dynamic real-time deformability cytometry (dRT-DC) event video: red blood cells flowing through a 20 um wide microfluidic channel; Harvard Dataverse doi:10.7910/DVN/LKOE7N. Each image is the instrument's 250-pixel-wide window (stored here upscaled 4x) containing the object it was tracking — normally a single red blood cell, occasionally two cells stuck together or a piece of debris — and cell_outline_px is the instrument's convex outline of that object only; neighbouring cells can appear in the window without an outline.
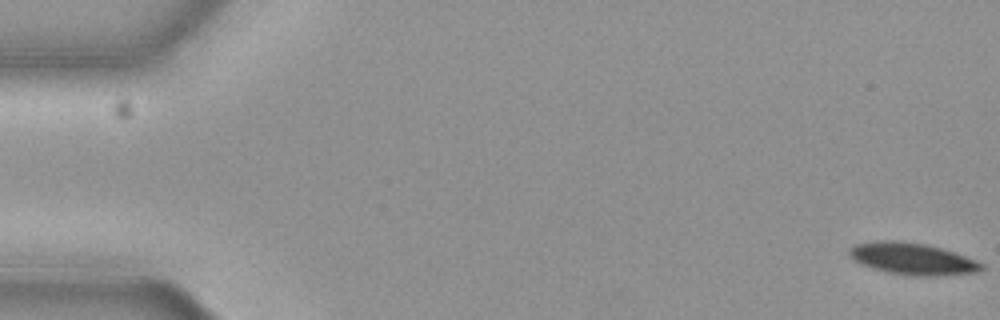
{"species": "common noctule bat (a hibernating species)", "species_latin": "Nyctalus noctula", "temperature_condition": "cold", "stored_images_in_passage": 18, "camera_frame_rate_fps": 3000, "um_per_image_px": 0.085, "animal": {"sex": "female", "body_mass_g": 19.3, "forearm_length_mm": 54.1}, "frame": {"image": 1, "passage_image": 1, "time_ms": 0.0, "image_size_px": [1000, 320], "cell_outline_px": [[984, 268], [976, 272], [936, 276], [912, 276], [888, 272], [872, 268], [860, 264], [852, 260], [848, 252], [848, 248], [856, 244], [884, 240], [892, 240], [924, 244], [940, 248], [976, 260], [984, 264]], "centroid_in_image_um": [77.52, 22.01], "position_along_channel_um": 7.5, "area_um2": 24.33}}
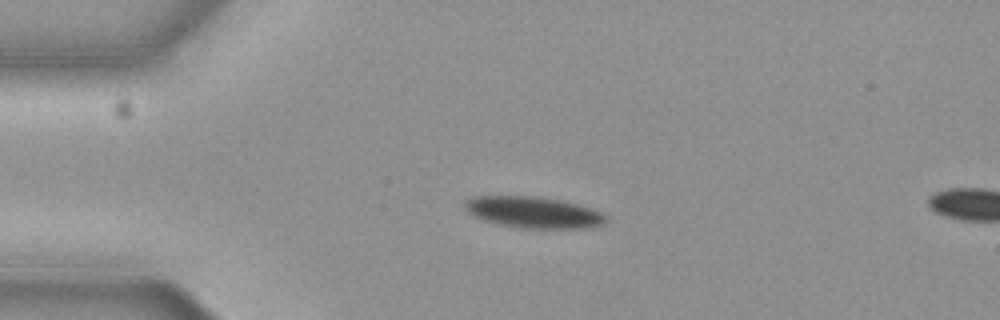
{"frame": {"image": 2, "passage_image": 14, "time_ms": 4.333, "image_size_px": [1000, 320], "cell_outline_px": [[608, 220], [604, 224], [592, 228], [520, 228], [500, 224], [484, 220], [472, 216], [464, 208], [464, 204], [472, 196], [540, 196], [560, 200], [576, 204], [600, 212], [608, 216]], "centroid_in_image_um": [45.35, 18.05], "position_along_channel_um": 39.6, "area_um2": 25.84}}